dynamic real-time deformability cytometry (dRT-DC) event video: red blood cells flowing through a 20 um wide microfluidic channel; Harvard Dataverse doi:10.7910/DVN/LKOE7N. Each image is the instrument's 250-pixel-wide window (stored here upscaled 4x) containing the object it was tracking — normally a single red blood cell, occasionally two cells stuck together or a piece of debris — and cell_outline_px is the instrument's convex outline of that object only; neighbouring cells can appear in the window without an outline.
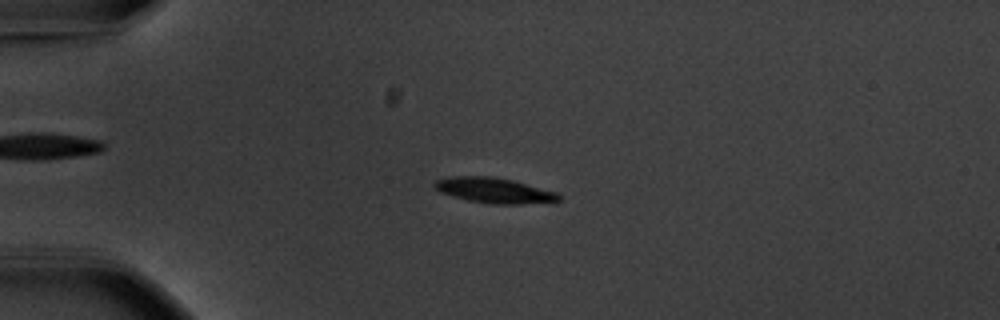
{"species": "common noctule bat (a hibernating species)", "species_latin": "Nyctalus noctula", "temperature_condition": "warm", "stored_images_in_passage": 48, "camera_frame_rate_fps": 3000, "um_per_image_px": 0.085, "animal": {"sex": "male", "body_mass_g": 20.1, "forearm_length_mm": 53.5}, "frame": {"image": 1, "passage_image": 7, "time_ms": 2.0, "image_size_px": [1000, 320], "cell_outline_px": [[560, 200], [556, 204], [492, 204], [468, 200], [452, 196], [440, 192], [432, 184], [436, 180], [448, 176], [488, 176], [512, 180], [556, 192], [560, 196]], "centroid_in_image_um": [42.06, 16.2], "position_along_channel_um": 42.9, "area_um2": 18.61}}
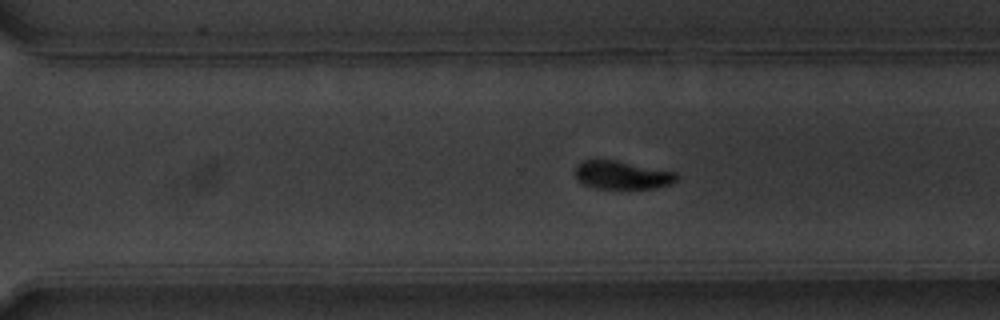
{"frame": {"image": 2, "passage_image": 32, "time_ms": 10.333, "image_size_px": [1000, 320], "cell_outline_px": [[680, 176], [672, 184], [652, 188], [596, 188], [584, 184], [576, 180], [572, 172], [584, 160], [616, 160], [676, 172]], "centroid_in_image_um": [52.87, 14.88], "position_along_channel_um": 317.7, "area_um2": 16.7}}
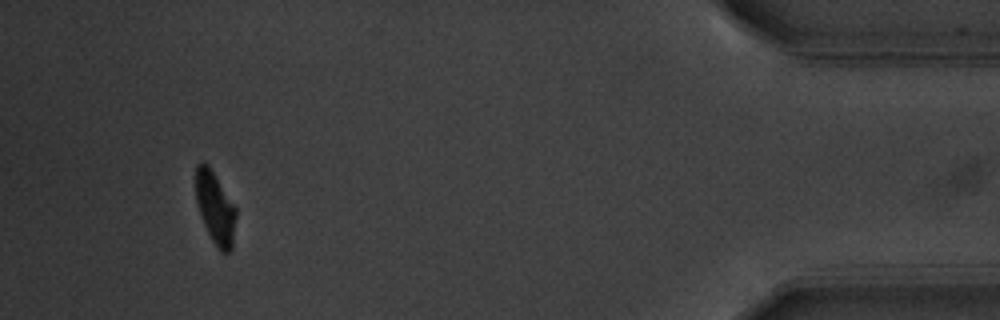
{"frame": {"image": 3, "passage_image": 45, "time_ms": 14.667, "image_size_px": [1000, 320], "cell_outline_px": [[236, 216], [232, 248], [228, 252], [220, 252], [216, 248], [200, 216], [196, 200], [196, 164], [200, 160], [204, 160], [208, 164], [236, 208]], "centroid_in_image_um": [18.28, 17.66], "position_along_channel_um": 416.9, "area_um2": 16.94}, "authors_computed_cell_mechanics": {"area_um2": 18.3804, "velocity_mm_per_s": 3.674, "shape_relaxation_time_tau1_ms": 2.7374, "shape_relaxation_time_tau2_ms": null, "deformation_change_tau1": 0.1387, "deformation_change_tau2": null}}